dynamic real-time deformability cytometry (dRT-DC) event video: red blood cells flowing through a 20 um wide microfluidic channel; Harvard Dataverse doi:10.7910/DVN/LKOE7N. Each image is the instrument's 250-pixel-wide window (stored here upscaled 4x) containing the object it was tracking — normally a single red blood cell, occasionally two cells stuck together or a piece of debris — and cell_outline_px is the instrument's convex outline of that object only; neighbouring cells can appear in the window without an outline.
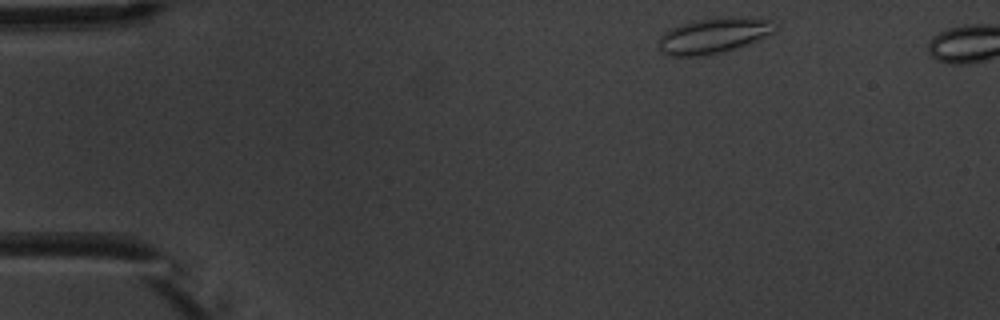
{"species": "common noctule bat (a hibernating species)", "species_latin": "Nyctalus noctula", "temperature_condition": "warm", "stored_images_in_passage": 4, "camera_frame_rate_fps": 3000, "um_per_image_px": 0.085, "animal": {"sex": "male", "body_mass_g": 20.1, "forearm_length_mm": 53.5}, "frame": {"image": 1, "passage_image": 1, "time_ms": 0.0, "image_size_px": [1000, 320], "cell_outline_px": [[776, 32], [756, 40], [720, 52], [704, 56], [668, 56], [660, 52], [660, 36], [664, 32], [680, 24], [696, 20], [716, 16], [732, 16], [772, 20], [776, 24]], "centroid_in_image_um": [60.65, 3.0], "position_along_channel_um": 24.4, "area_um2": 24.04}}